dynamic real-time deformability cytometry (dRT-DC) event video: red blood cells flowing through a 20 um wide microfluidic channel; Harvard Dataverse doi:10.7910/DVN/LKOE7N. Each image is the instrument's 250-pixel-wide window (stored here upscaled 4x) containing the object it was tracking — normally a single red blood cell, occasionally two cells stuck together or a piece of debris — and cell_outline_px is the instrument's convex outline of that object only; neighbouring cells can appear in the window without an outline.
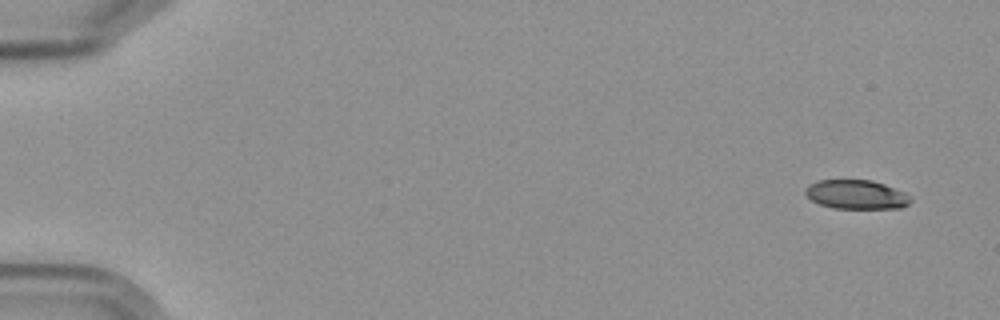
{"species": "Egyptian fruit bat (a non-hibernating species)", "species_latin": "Rousettus aegyptiacus", "temperature_condition": "cold", "stored_images_in_passage": 6, "camera_frame_rate_fps": 3000, "um_per_image_px": 0.085, "frame": {"image": 1, "passage_image": 2, "time_ms": 1.0, "image_size_px": [1000, 320], "cell_outline_px": [[912, 200], [908, 204], [900, 208], [832, 208], [820, 204], [812, 200], [804, 192], [804, 188], [808, 184], [820, 180], [872, 180], [884, 184], [904, 192]], "centroid_in_image_um": [72.76, 16.53], "position_along_channel_um": 12.2, "area_um2": 17.74}}
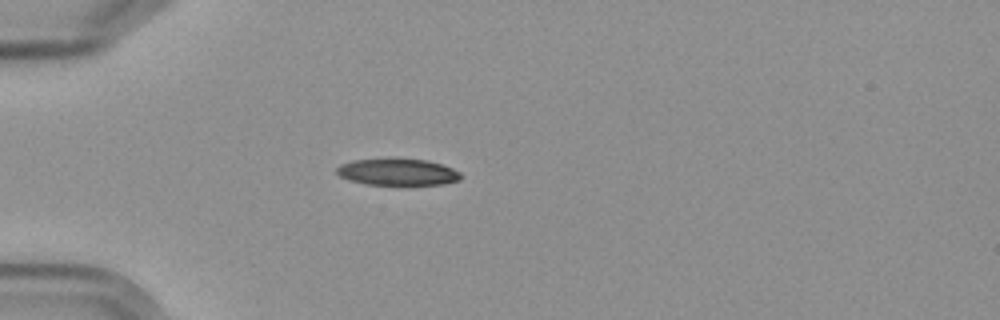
{"frame": {"image": 2, "passage_image": 6, "time_ms": 5.667, "image_size_px": [1000, 320], "cell_outline_px": [[464, 176], [460, 180], [444, 184], [364, 184], [348, 180], [340, 176], [336, 172], [336, 168], [340, 164], [352, 160], [388, 156], [392, 156], [428, 160], [452, 168], [460, 172]], "centroid_in_image_um": [33.77, 14.57], "position_along_channel_um": 51.2, "area_um2": 20.06}}